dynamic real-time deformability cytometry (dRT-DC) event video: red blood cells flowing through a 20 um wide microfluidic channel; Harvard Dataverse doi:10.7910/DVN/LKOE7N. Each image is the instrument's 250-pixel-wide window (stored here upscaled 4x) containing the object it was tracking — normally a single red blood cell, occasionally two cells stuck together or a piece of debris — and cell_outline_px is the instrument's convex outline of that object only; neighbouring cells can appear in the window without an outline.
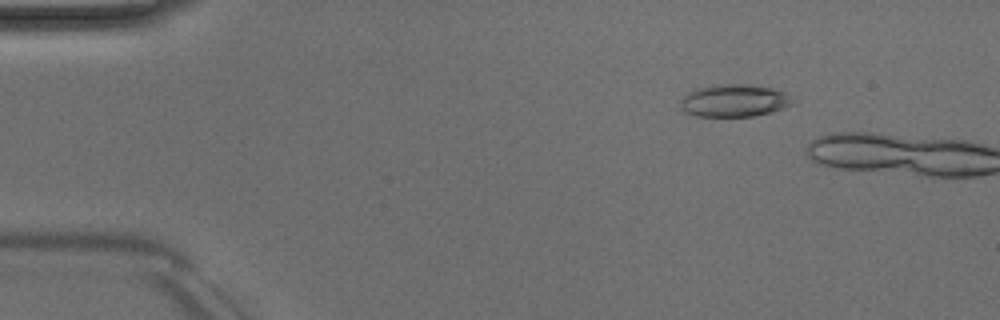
{"species": "Egyptian fruit bat (a non-hibernating species)", "species_latin": "Rousettus aegyptiacus", "temperature_condition": "room temperature", "stored_images_in_passage": 6, "camera_frame_rate_fps": 3000, "um_per_image_px": 0.085, "animal": {"sex": "male"}, "frame": {"image": 1, "passage_image": 4, "time_ms": 1.0, "image_size_px": [1000, 320], "cell_outline_px": [[800, 100], [796, 104], [772, 112], [752, 116], [696, 116], [684, 112], [680, 108], [680, 100], [688, 92], [700, 88], [720, 84], [752, 84], [772, 88], [784, 92]], "centroid_in_image_um": [62.49, 8.55], "position_along_channel_um": 22.5, "area_um2": 21.62}}